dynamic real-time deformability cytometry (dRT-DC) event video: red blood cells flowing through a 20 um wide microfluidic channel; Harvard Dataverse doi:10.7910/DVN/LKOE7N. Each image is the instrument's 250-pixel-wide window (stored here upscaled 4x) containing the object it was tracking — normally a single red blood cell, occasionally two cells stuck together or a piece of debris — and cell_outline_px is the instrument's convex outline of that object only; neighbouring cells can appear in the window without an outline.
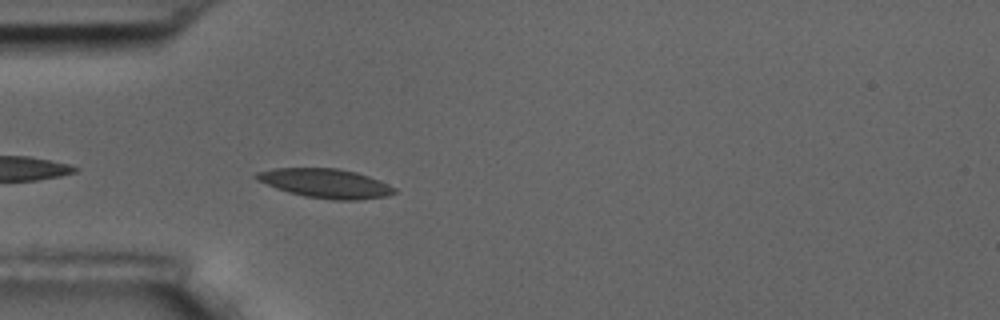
{"species": "common noctule bat (a hibernating species)", "species_latin": "Nyctalus noctula", "temperature_condition": "room temperature", "stored_images_in_passage": 42, "camera_frame_rate_fps": 3000, "um_per_image_px": 0.085, "animal": {"sex": "male", "body_mass_g": 17.5, "forearm_length_mm": 52.3}, "frame": {"image": 1, "passage_image": 2, "time_ms": 0.333, "image_size_px": [1000, 320], "cell_outline_px": [[396, 192], [388, 196], [356, 200], [332, 200], [304, 196], [288, 192], [276, 188], [256, 180], [252, 176], [256, 172], [272, 168], [336, 168], [356, 172], [380, 180], [396, 188]], "centroid_in_image_um": [27.65, 15.58], "position_along_channel_um": 57.4, "area_um2": 23.64}}
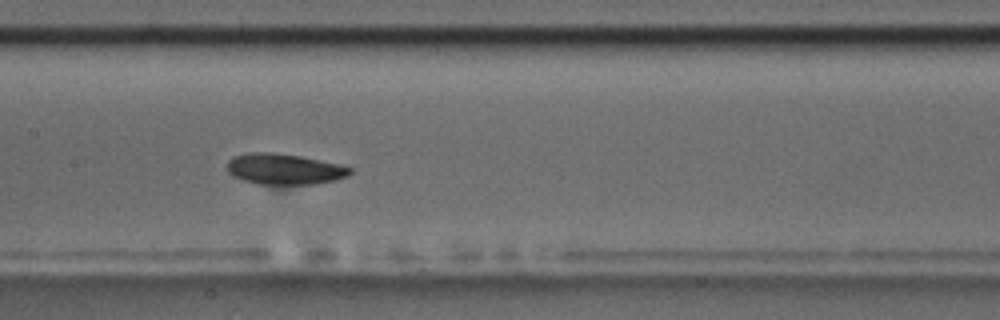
{"frame": {"image": 2, "passage_image": 13, "time_ms": 4.0, "image_size_px": [1000, 320], "cell_outline_px": [[352, 172], [348, 176], [336, 180], [316, 184], [260, 184], [244, 180], [232, 176], [228, 172], [228, 160], [232, 156], [248, 152], [272, 152], [300, 156], [340, 164], [352, 168]], "centroid_in_image_um": [24.17, 14.36], "position_along_channel_um": 183.2, "area_um2": 22.2}}
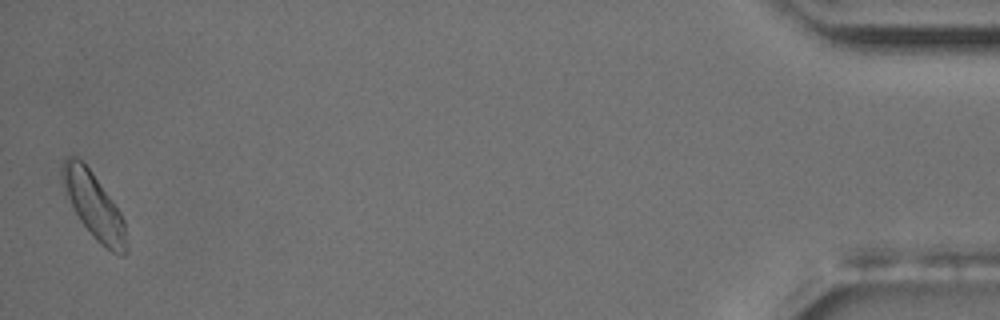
{"frame": {"image": 3, "passage_image": 41, "time_ms": 13.333, "image_size_px": [1000, 320], "cell_outline_px": [[128, 252], [124, 256], [120, 256], [112, 252], [100, 244], [96, 240], [80, 220], [64, 188], [60, 176], [60, 172], [64, 160], [68, 156], [72, 156], [80, 160], [92, 172], [112, 200], [120, 212], [124, 220], [128, 248]], "centroid_in_image_um": [8.01, 17.52], "position_along_channel_um": 427.2, "area_um2": 24.16}, "authors_computed_cell_mechanics": {"area_um2": 22.253, "velocity_mm_per_s": 3.5685, "shape_relaxation_time_tau1_ms": 3.4222, "shape_relaxation_time_tau2_ms": null, "deformation_change_tau1": 0.0741, "deformation_change_tau2": null}}